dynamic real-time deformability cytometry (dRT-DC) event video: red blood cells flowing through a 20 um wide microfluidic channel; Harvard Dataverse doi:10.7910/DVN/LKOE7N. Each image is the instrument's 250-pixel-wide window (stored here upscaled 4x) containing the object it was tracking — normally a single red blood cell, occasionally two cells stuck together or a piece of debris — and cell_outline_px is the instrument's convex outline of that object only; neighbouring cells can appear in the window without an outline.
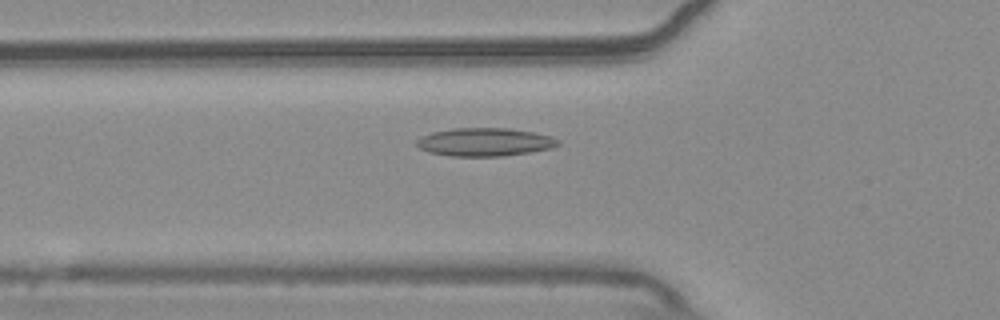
{"species": "common noctule bat (a hibernating species)", "species_latin": "Nyctalus noctula", "temperature_condition": "warm", "stored_images_in_passage": 55, "camera_frame_rate_fps": 3000, "um_per_image_px": 0.085, "animal": {"sex": "male", "body_mass_g": 20.4}, "frame": {"image": 1, "passage_image": 19, "time_ms": 6.0, "image_size_px": [1000, 320], "cell_outline_px": [[560, 144], [552, 148], [504, 156], [448, 156], [428, 152], [420, 148], [416, 144], [416, 140], [432, 132], [452, 128], [508, 128], [532, 132], [552, 136], [560, 140]], "centroid_in_image_um": [41.21, 12.07], "position_along_channel_um": 84.6, "area_um2": 23.24}}
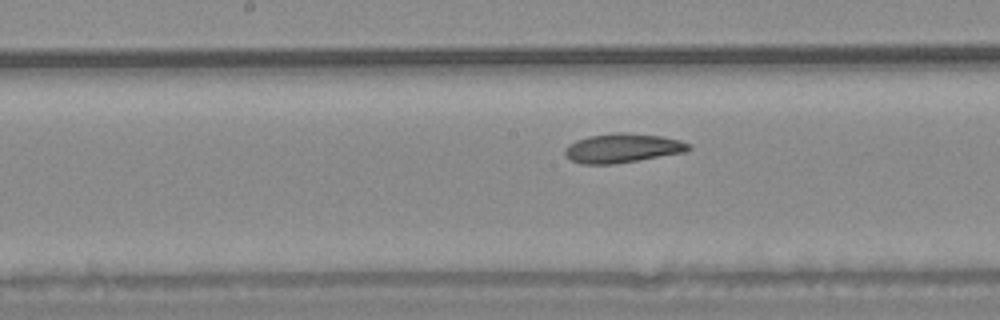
{"frame": {"image": 2, "passage_image": 28, "time_ms": 9.0, "image_size_px": [1000, 320], "cell_outline_px": [[692, 148], [684, 152], [612, 164], [584, 164], [572, 160], [564, 152], [564, 148], [568, 144], [576, 140], [588, 136], [616, 132], [624, 132], [660, 136], [680, 140], [692, 144]], "centroid_in_image_um": [52.91, 12.57], "position_along_channel_um": 195.3, "area_um2": 20.87}}
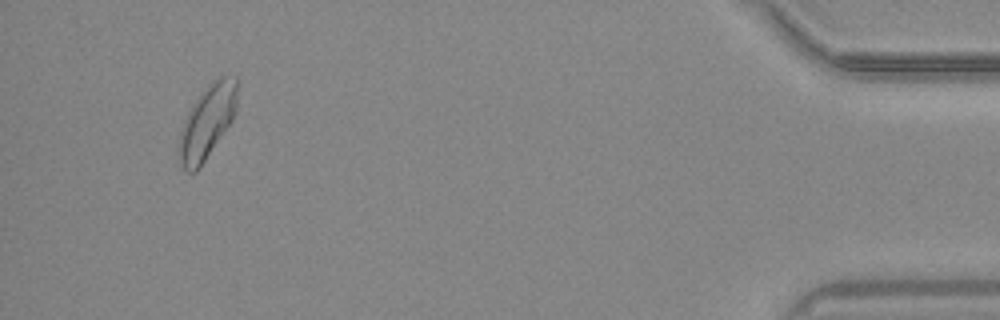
{"frame": {"image": 3, "passage_image": 52, "time_ms": 17.0, "image_size_px": [1000, 320], "cell_outline_px": [[240, 80], [236, 112], [232, 120], [200, 168], [196, 172], [188, 172], [184, 168], [180, 160], [176, 148], [180, 132], [184, 120], [192, 104], [208, 84], [212, 80], [220, 76], [236, 76]], "centroid_in_image_um": [17.63, 10.32], "position_along_channel_um": 417.6, "area_um2": 25.43}, "authors_computed_cell_mechanics": {"area_um2": 22.1374, "velocity_mm_per_s": 3.661, "shape_relaxation_time_tau1_ms": 9.9422, "shape_relaxation_time_tau2_ms": 4.9563, "deformation_change_tau1": 0.1556, "deformation_change_tau2": 0.1028}}